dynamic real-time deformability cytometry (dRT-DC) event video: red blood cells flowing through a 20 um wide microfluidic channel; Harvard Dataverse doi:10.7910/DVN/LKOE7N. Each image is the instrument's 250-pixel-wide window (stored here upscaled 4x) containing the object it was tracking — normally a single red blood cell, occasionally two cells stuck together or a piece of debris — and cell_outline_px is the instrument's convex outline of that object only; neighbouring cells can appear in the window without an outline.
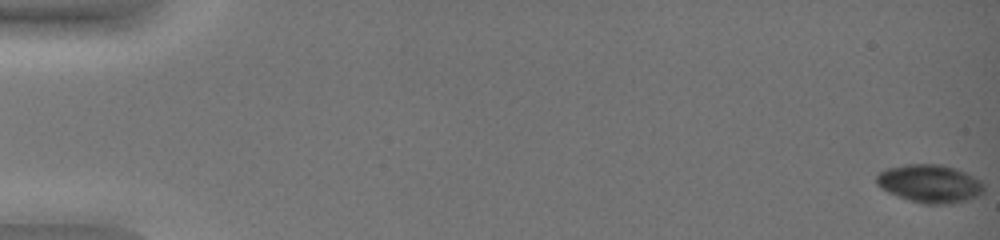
{"species": "common noctule bat (a hibernating species)", "species_latin": "Nyctalus noctula", "temperature_condition": "warm", "stored_images_in_passage": 14, "camera_frame_rate_fps": 3000, "um_per_image_px": 0.085, "animal": {"sex": "female", "body_mass_g": 19.0, "forearm_length_mm": 51.5}, "frame": {"image": 1, "passage_image": 1, "time_ms": 0.0, "image_size_px": [1000, 240], "cell_outline_px": [[984, 192], [980, 196], [968, 200], [948, 204], [924, 204], [908, 200], [888, 192], [880, 188], [876, 184], [876, 176], [880, 172], [888, 168], [904, 164], [940, 164], [956, 168], [980, 180], [984, 184]], "centroid_in_image_um": [79.04, 15.61], "position_along_channel_um": 6.0, "area_um2": 24.04}}